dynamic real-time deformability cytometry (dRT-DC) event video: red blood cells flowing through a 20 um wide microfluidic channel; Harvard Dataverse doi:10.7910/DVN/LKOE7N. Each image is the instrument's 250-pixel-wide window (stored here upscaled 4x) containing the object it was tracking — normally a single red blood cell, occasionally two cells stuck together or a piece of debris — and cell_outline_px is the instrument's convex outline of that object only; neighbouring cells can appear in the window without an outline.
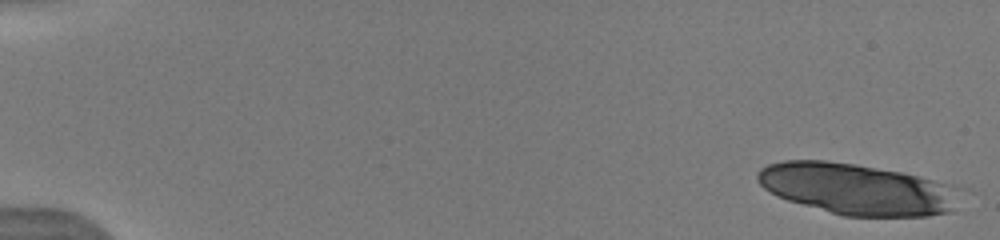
{"species": "human", "species_latin": "Homo sapiens", "temperature_condition": "warm", "stored_images_in_passage": 11, "camera_frame_rate_fps": 3000, "um_per_image_px": 0.085, "donor": {"sex": "male"}, "frame": {"image": 1, "passage_image": 1, "time_ms": 0.0, "image_size_px": [1000, 240], "cell_outline_px": [[964, 188], [952, 212], [928, 216], [844, 216], [788, 200], [776, 196], [764, 188], [756, 180], [756, 172], [760, 168], [768, 164], [784, 160], [824, 160], [856, 164], [900, 172], [952, 184]], "centroid_in_image_um": [72.89, 16.07], "position_along_channel_um": 12.1, "area_um2": 60.81}}